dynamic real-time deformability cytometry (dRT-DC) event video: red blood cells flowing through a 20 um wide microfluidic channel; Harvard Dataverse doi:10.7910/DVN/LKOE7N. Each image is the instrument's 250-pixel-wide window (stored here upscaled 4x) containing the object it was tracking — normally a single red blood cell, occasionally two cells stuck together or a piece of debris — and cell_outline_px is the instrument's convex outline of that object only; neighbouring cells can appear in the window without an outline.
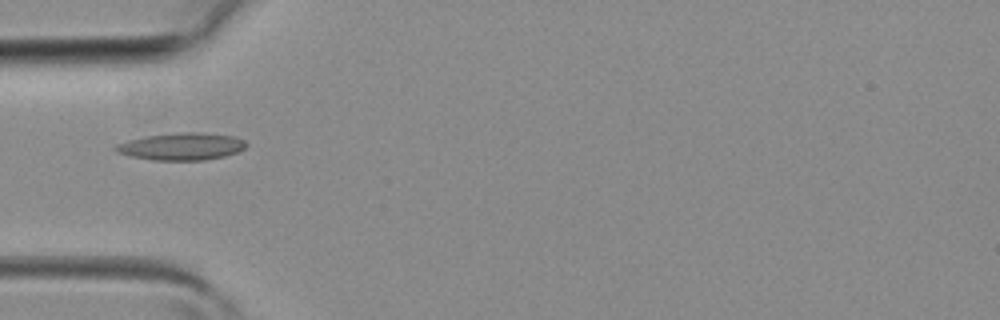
{"species": "common noctule bat (a hibernating species)", "species_latin": "Nyctalus noctula", "temperature_condition": "room temperature", "stored_images_in_passage": 4, "camera_frame_rate_fps": 3000, "um_per_image_px": 0.085, "animal": {"sex": "female", "body_mass_g": 19.3, "forearm_length_mm": 54.1}, "frame": {"image": 1, "passage_image": 3, "time_ms": 0.667, "image_size_px": [1000, 320], "cell_outline_px": [[248, 144], [244, 148], [236, 152], [224, 156], [204, 160], [152, 160], [132, 156], [116, 152], [112, 148], [116, 144], [128, 140], [148, 136], [184, 132], [196, 132], [236, 136], [244, 140]], "centroid_in_image_um": [15.43, 12.45], "position_along_channel_um": 69.6, "area_um2": 20.58}}
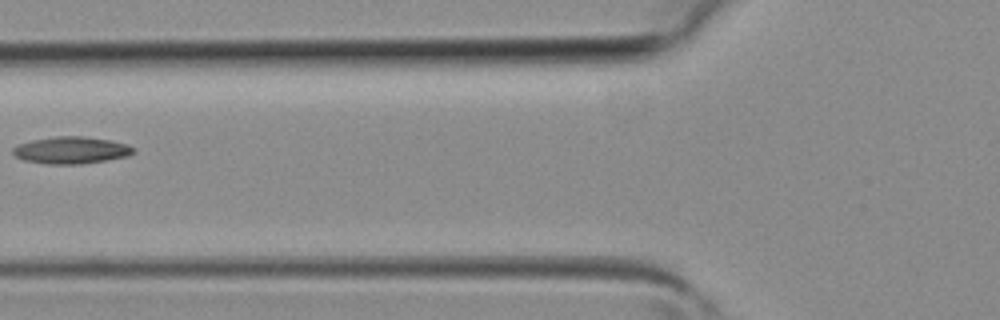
{"frame": {"image": 2, "passage_image": 4, "time_ms": 1.0, "image_size_px": [1000, 320], "cell_outline_px": [[136, 152], [128, 156], [80, 164], [44, 164], [24, 160], [16, 156], [12, 152], [12, 148], [20, 144], [32, 140], [56, 136], [84, 136], [112, 140], [128, 144], [136, 148]], "centroid_in_image_um": [6.09, 12.76], "position_along_channel_um": 119.7, "area_um2": 19.07}}